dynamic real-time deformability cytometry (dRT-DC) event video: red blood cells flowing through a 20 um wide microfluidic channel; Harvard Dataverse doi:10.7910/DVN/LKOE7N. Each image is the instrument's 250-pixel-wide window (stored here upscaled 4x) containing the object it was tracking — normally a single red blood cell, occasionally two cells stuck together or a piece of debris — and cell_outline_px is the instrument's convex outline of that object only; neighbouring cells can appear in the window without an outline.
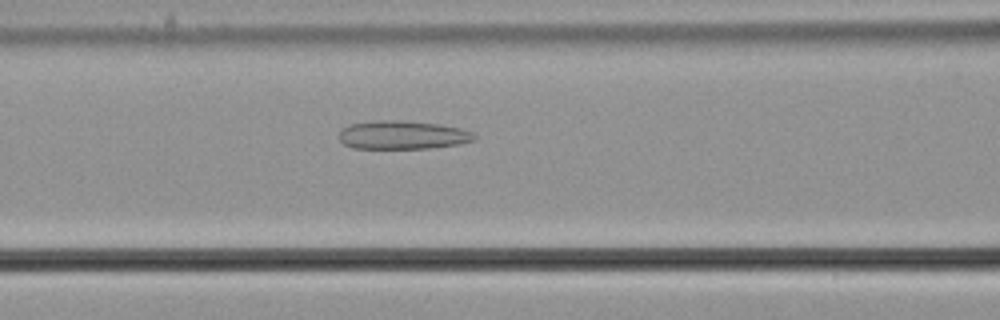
{"species": "common noctule bat (a hibernating species)", "species_latin": "Nyctalus noctula", "temperature_condition": "cold", "stored_images_in_passage": 47, "camera_frame_rate_fps": 3000, "um_per_image_px": 0.085, "animal": {"sex": "male", "body_mass_g": 21.5, "forearm_length_mm": 52.0}, "frame": {"image": 1, "passage_image": 21, "time_ms": 6.667, "image_size_px": [1000, 320], "cell_outline_px": [[476, 140], [460, 144], [428, 148], [352, 148], [344, 144], [340, 140], [340, 128], [348, 124], [372, 120], [400, 120], [440, 124], [460, 128], [472, 132], [476, 136]], "centroid_in_image_um": [34.2, 11.46], "position_along_channel_um": 132.4, "area_um2": 22.66}}
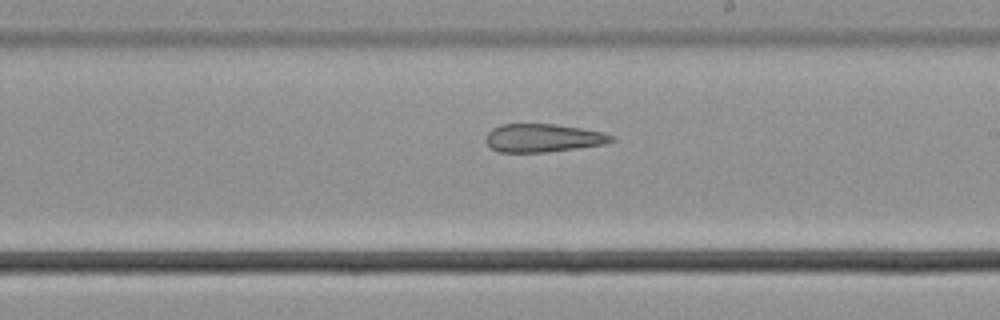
{"frame": {"image": 2, "passage_image": 30, "time_ms": 9.667, "image_size_px": [1000, 320], "cell_outline_px": [[616, 140], [604, 144], [576, 148], [544, 152], [496, 152], [484, 140], [484, 136], [492, 128], [500, 124], [556, 124], [604, 132], [616, 136]], "centroid_in_image_um": [46.15, 11.72], "position_along_channel_um": 242.9, "area_um2": 20.81}}
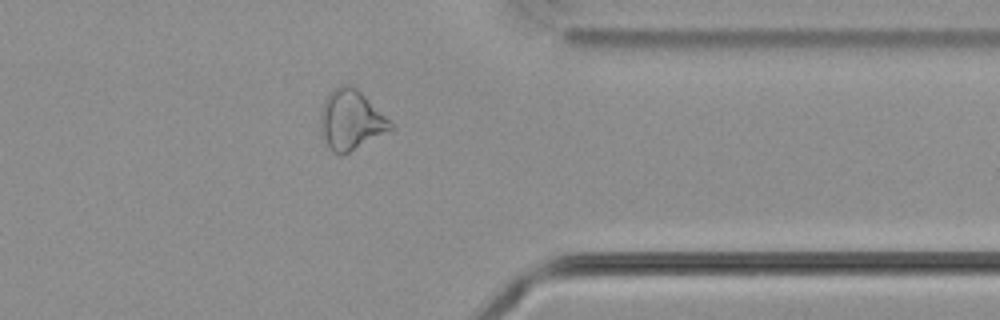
{"frame": {"image": 3, "passage_image": 42, "time_ms": 13.667, "image_size_px": [1000, 320], "cell_outline_px": [[392, 128], [348, 152], [340, 156], [332, 152], [328, 148], [320, 132], [320, 112], [324, 100], [328, 92], [340, 84], [352, 84], [392, 124]], "centroid_in_image_um": [29.72, 10.18], "position_along_channel_um": 381.7, "area_um2": 23.93}}